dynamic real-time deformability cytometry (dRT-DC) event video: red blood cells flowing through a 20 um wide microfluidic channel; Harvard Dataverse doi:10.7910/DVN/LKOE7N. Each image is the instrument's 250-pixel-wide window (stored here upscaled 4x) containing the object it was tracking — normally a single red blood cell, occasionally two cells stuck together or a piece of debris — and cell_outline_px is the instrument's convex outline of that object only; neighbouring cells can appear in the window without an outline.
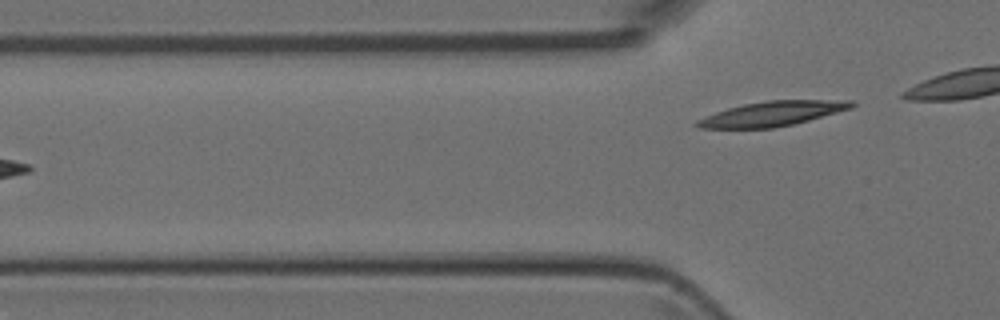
{"species": "Egyptian fruit bat (a non-hibernating species)", "species_latin": "Rousettus aegyptiacus", "temperature_condition": "room temperature", "stored_images_in_passage": 6, "camera_frame_rate_fps": 3000, "um_per_image_px": 0.085, "animal": {"sex": "female"}, "frame": {"image": 1, "passage_image": 6, "time_ms": 5.667, "image_size_px": [1000, 320], "cell_outline_px": [[856, 104], [852, 108], [808, 120], [792, 124], [772, 128], [700, 128], [692, 124], [696, 120], [716, 112], [728, 108], [744, 104], [768, 100], [852, 100]], "centroid_in_image_um": [65.63, 9.66], "position_along_channel_um": 60.2, "area_um2": 22.08}}